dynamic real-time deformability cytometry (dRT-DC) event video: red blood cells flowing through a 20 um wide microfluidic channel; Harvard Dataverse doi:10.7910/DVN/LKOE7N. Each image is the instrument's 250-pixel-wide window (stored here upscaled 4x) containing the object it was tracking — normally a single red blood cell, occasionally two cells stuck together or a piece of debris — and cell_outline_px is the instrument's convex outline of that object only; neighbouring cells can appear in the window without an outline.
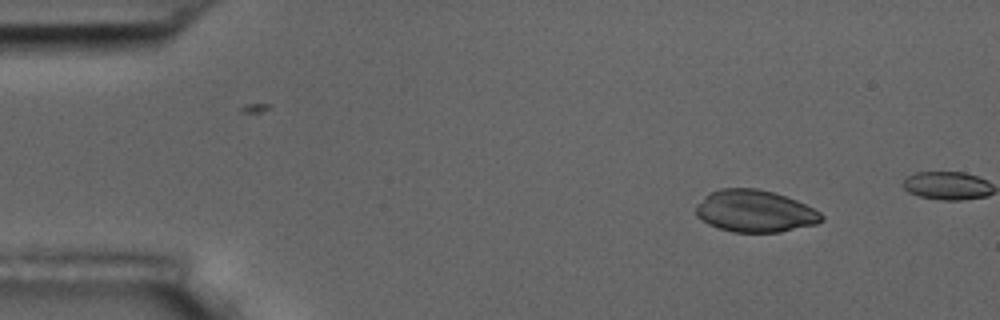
{"species": "common noctule bat (a hibernating species)", "species_latin": "Nyctalus noctula", "temperature_condition": "room temperature", "stored_images_in_passage": 3, "camera_frame_rate_fps": 3000, "um_per_image_px": 0.085, "animal": {"sex": "male", "body_mass_g": 17.5, "forearm_length_mm": 52.3}, "frame": {"image": 1, "passage_image": 1, "time_ms": 0.0, "image_size_px": [1000, 320], "cell_outline_px": [[824, 220], [816, 224], [780, 232], [732, 232], [708, 224], [696, 216], [696, 204], [704, 196], [720, 188], [756, 188], [772, 192], [796, 200], [820, 212], [824, 216]], "centroid_in_image_um": [64.15, 17.95], "position_along_channel_um": 20.8, "area_um2": 30.69}}